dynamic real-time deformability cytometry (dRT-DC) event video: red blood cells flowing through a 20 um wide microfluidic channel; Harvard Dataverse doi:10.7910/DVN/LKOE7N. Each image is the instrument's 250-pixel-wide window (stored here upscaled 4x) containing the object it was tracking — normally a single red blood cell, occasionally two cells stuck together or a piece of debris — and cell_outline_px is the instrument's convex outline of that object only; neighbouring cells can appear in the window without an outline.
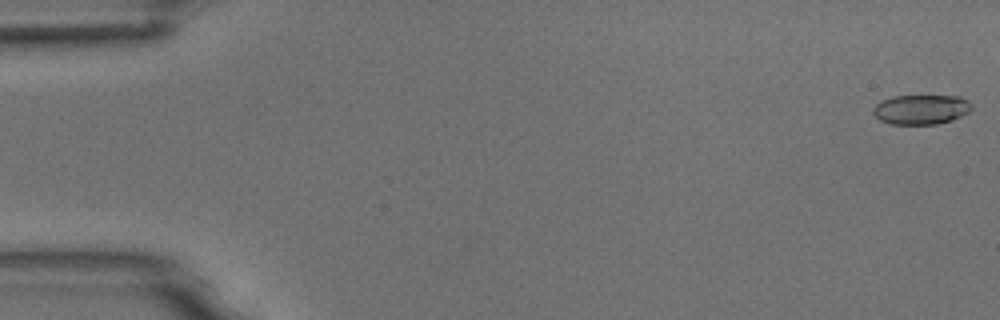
{"species": "common noctule bat (a hibernating species)", "species_latin": "Nyctalus noctula", "temperature_condition": "room temperature", "stored_images_in_passage": 9, "camera_frame_rate_fps": 3000, "um_per_image_px": 0.085, "animal": {"sex": "male", "body_mass_g": 18.8}, "frame": {"image": 1, "passage_image": 1, "time_ms": 0.0, "image_size_px": [1000, 320], "cell_outline_px": [[972, 108], [968, 112], [952, 120], [936, 124], [892, 124], [880, 120], [872, 112], [872, 108], [880, 100], [892, 96], [960, 96], [968, 100], [972, 104]], "centroid_in_image_um": [78.28, 9.29], "position_along_channel_um": 6.7, "area_um2": 17.11}}